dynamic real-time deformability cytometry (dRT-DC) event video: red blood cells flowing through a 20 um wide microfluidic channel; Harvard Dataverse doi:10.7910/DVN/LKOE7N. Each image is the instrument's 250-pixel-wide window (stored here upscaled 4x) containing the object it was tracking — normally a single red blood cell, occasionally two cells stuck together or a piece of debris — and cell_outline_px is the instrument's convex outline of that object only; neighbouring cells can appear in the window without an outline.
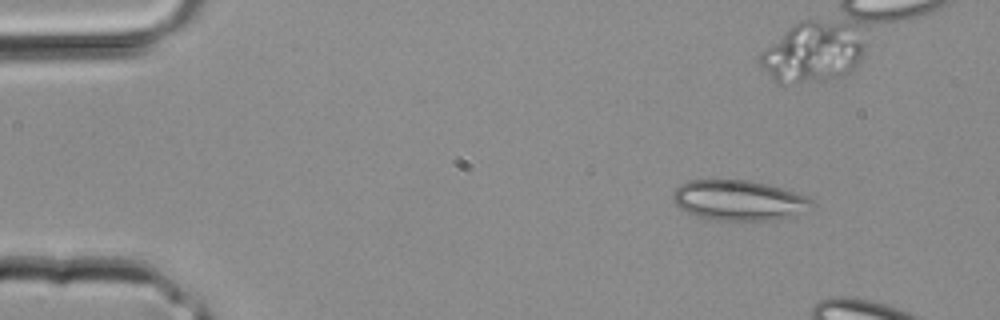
{"species": "common noctule bat (a hibernating species)", "species_latin": "Nyctalus noctula", "temperature_condition": "room temperature", "stored_images_in_passage": 4, "camera_frame_rate_fps": 3000, "um_per_image_px": 0.085, "animal": {"sex": "male", "body_mass_g": 20.4}, "frame": {"image": 1, "passage_image": 1, "time_ms": 0.0, "image_size_px": [1000, 320], "cell_outline_px": [[812, 204], [792, 216], [772, 220], [712, 220], [696, 216], [680, 208], [676, 204], [672, 196], [672, 192], [680, 184], [688, 180], [748, 180], [768, 184], [808, 196], [812, 200]], "centroid_in_image_um": [62.74, 17.02], "position_along_channel_um": 22.3, "area_um2": 32.31}}